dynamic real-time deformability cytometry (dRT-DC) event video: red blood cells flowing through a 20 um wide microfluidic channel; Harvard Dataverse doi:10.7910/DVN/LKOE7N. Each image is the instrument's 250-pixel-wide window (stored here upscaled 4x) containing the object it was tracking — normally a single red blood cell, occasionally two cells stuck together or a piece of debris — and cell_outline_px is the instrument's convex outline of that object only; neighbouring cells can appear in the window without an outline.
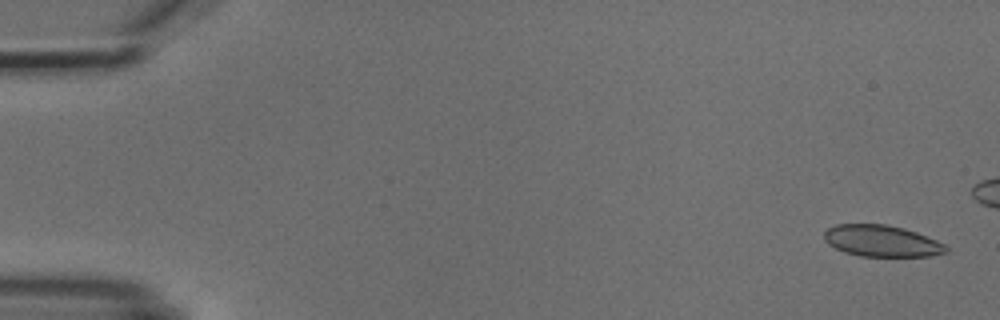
{"species": "common noctule bat (a hibernating species)", "species_latin": "Nyctalus noctula", "temperature_condition": "cold", "stored_images_in_passage": 6, "camera_frame_rate_fps": 3000, "um_per_image_px": 0.085, "animal": {"sex": "male", "body_mass_g": 18.8}, "frame": {"image": 1, "passage_image": 1, "time_ms": 0.0, "image_size_px": [1000, 320], "cell_outline_px": [[948, 252], [928, 256], [860, 256], [844, 252], [828, 244], [824, 240], [824, 232], [828, 228], [836, 224], [888, 224], [904, 228], [916, 232], [936, 240], [944, 244], [948, 248]], "centroid_in_image_um": [74.93, 20.47], "position_along_channel_um": 10.1, "area_um2": 22.37}}